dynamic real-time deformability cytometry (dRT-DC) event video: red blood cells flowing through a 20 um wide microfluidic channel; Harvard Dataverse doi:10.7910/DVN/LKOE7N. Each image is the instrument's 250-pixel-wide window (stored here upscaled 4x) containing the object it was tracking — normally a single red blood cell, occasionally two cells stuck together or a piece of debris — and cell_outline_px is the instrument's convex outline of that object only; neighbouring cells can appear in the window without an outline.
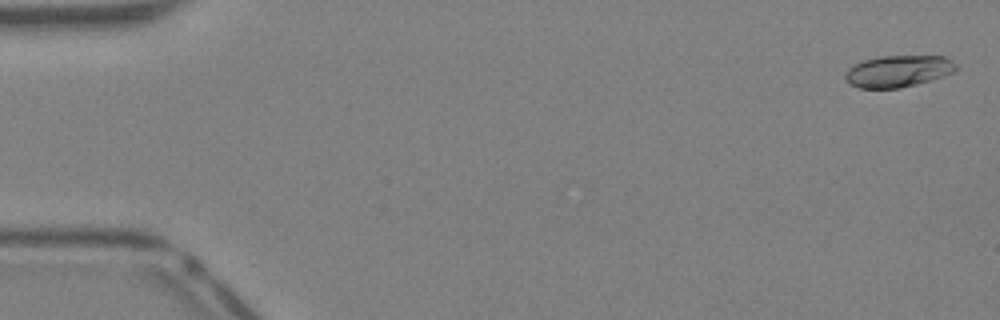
{"species": "Egyptian fruit bat (a non-hibernating species)", "species_latin": "Rousettus aegyptiacus", "temperature_condition": "warm", "stored_images_in_passage": 40, "camera_frame_rate_fps": 3000, "um_per_image_px": 0.085, "animal": {"sex": "female"}, "frame": {"image": 1, "passage_image": 1, "time_ms": 0.0, "image_size_px": [1000, 320], "cell_outline_px": [[956, 72], [916, 84], [900, 88], [860, 88], [852, 84], [844, 76], [844, 72], [852, 64], [864, 60], [880, 56], [944, 56], [952, 60], [956, 64]], "centroid_in_image_um": [76.34, 6.04], "position_along_channel_um": 8.7, "area_um2": 20.46}}
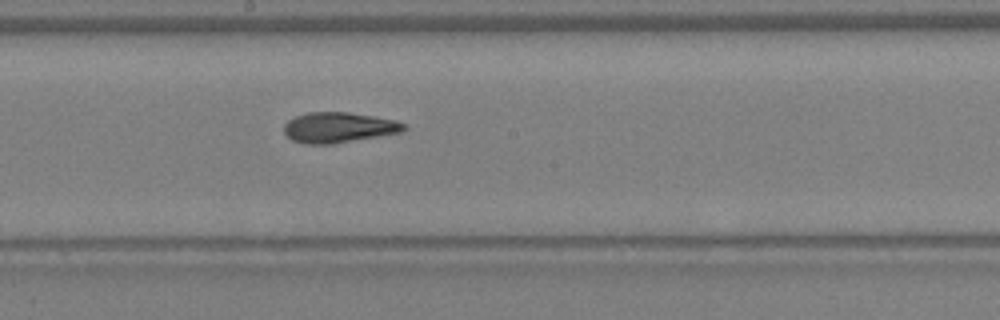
{"frame": {"image": 2, "passage_image": 22, "time_ms": 7.0, "image_size_px": [1000, 320], "cell_outline_px": [[408, 128], [404, 132], [332, 144], [304, 144], [292, 140], [284, 132], [284, 124], [288, 120], [296, 116], [308, 112], [348, 112], [396, 120], [408, 124]], "centroid_in_image_um": [28.83, 10.84], "position_along_channel_um": 219.4, "area_um2": 21.44}}
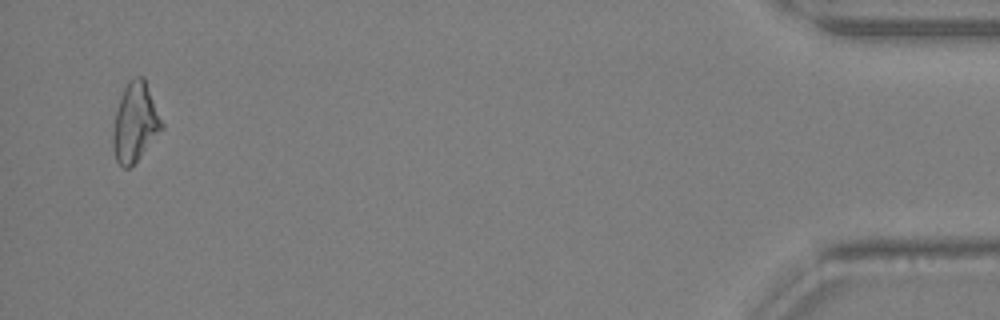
{"frame": {"image": 3, "passage_image": 39, "time_ms": 12.667, "image_size_px": [1000, 320], "cell_outline_px": [[164, 128], [140, 156], [128, 168], [124, 168], [116, 160], [112, 148], [112, 132], [116, 112], [120, 96], [128, 80], [132, 76], [144, 76], [164, 124]], "centroid_in_image_um": [11.48, 10.37], "position_along_channel_um": 423.7, "area_um2": 22.54}}